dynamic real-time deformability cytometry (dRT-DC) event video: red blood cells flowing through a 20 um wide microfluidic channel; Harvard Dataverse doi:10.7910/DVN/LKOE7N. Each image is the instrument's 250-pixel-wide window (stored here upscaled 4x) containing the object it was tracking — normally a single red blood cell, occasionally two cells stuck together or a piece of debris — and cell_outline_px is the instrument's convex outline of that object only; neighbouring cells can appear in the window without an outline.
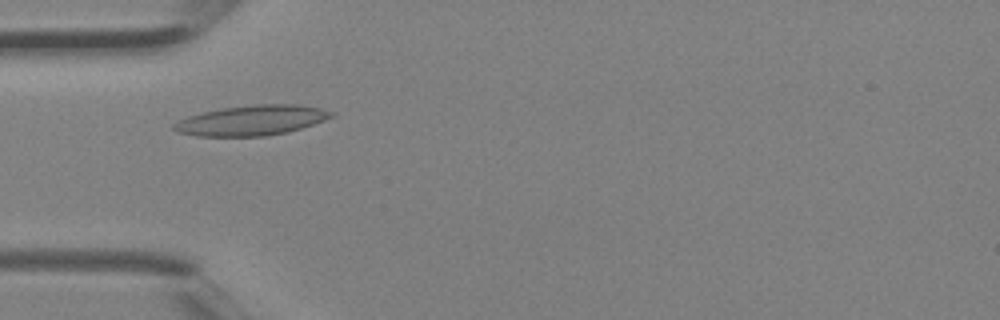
{"species": "Egyptian fruit bat (a non-hibernating species)", "species_latin": "Rousettus aegyptiacus", "temperature_condition": "room temperature", "stored_images_in_passage": 4, "camera_frame_rate_fps": 3000, "um_per_image_px": 0.085, "animal": {"sex": "female"}, "frame": {"image": 1, "passage_image": 3, "time_ms": 0.667, "image_size_px": [1000, 320], "cell_outline_px": [[336, 116], [288, 132], [264, 136], [196, 136], [176, 132], [172, 128], [172, 124], [188, 116], [220, 108], [256, 104], [304, 104], [336, 112]], "centroid_in_image_um": [21.42, 10.22], "position_along_channel_um": 63.6, "area_um2": 27.8}}
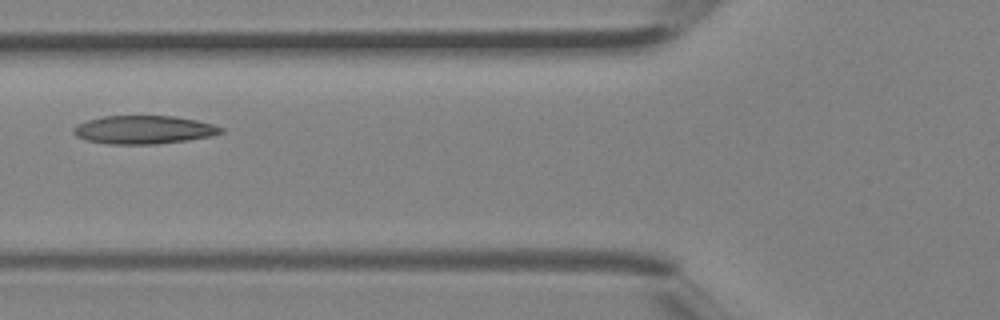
{"frame": {"image": 2, "passage_image": 4, "time_ms": 1.0, "image_size_px": [1000, 320], "cell_outline_px": [[224, 132], [212, 136], [188, 140], [156, 144], [108, 144], [84, 140], [76, 136], [72, 132], [72, 128], [76, 124], [88, 120], [104, 116], [176, 116], [196, 120], [212, 124], [224, 128]], "centroid_in_image_um": [12.2, 11.03], "position_along_channel_um": 113.6, "area_um2": 24.51}}